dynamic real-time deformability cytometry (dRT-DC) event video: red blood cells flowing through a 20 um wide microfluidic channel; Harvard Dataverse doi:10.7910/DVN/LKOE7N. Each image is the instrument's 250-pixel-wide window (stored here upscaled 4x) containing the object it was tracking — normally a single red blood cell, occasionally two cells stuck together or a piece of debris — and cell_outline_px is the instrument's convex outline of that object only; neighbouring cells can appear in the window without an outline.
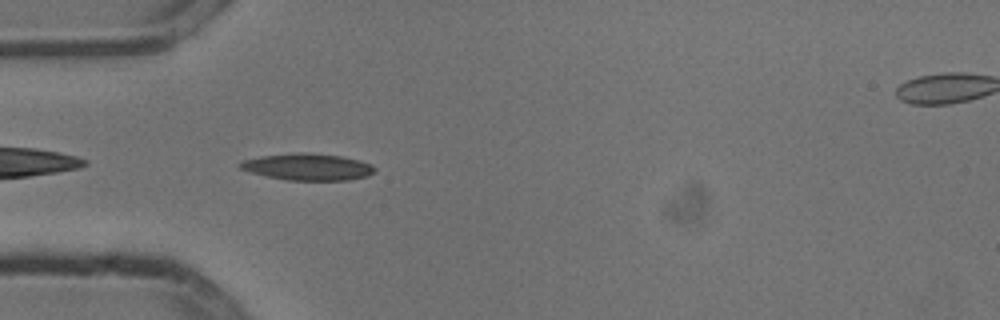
{"species": "common noctule bat (a hibernating species)", "species_latin": "Nyctalus noctula", "temperature_condition": "cold", "stored_images_in_passage": 40, "camera_frame_rate_fps": 3000, "um_per_image_px": 0.085, "animal": {"sex": "male", "body_mass_g": 13.3}, "frame": {"image": 1, "passage_image": 2, "time_ms": 0.333, "image_size_px": [1000, 320], "cell_outline_px": [[376, 168], [368, 176], [348, 180], [288, 180], [268, 176], [252, 172], [240, 168], [236, 164], [240, 160], [260, 156], [296, 152], [304, 152], [344, 156], [360, 160], [372, 164]], "centroid_in_image_um": [26.15, 14.17], "position_along_channel_um": 58.8, "area_um2": 21.1}}
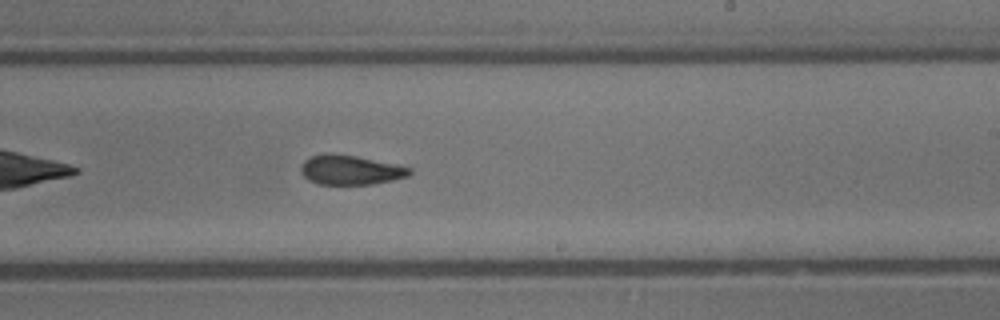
{"frame": {"image": 2, "passage_image": 18, "time_ms": 5.667, "image_size_px": [1000, 320], "cell_outline_px": [[412, 172], [408, 176], [392, 180], [372, 184], [316, 184], [308, 180], [300, 172], [300, 168], [304, 160], [312, 156], [324, 152], [332, 152], [356, 156], [412, 168]], "centroid_in_image_um": [29.73, 14.43], "position_along_channel_um": 259.3, "area_um2": 18.79}}
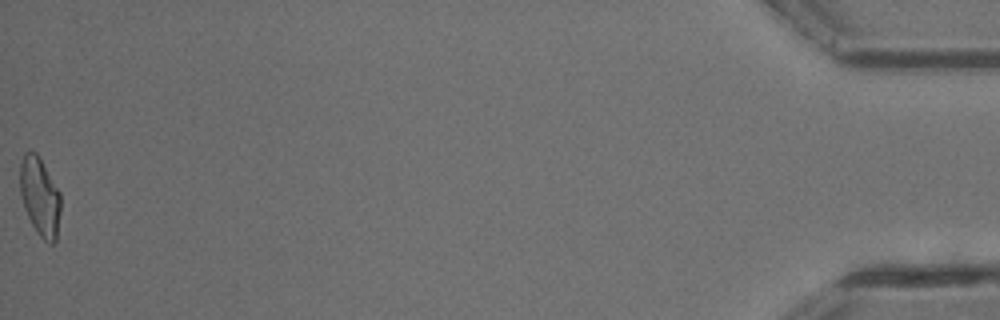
{"frame": {"image": 3, "passage_image": 40, "time_ms": 13.0, "image_size_px": [1000, 320], "cell_outline_px": [[60, 212], [56, 240], [52, 244], [48, 244], [40, 236], [32, 224], [24, 208], [20, 192], [20, 164], [24, 152], [36, 152], [60, 192]], "centroid_in_image_um": [3.39, 16.72], "position_along_channel_um": 431.8, "area_um2": 18.44}, "authors_computed_cell_mechanics": {"area_um2": 19.0451, "velocity_mm_per_s": 3.8051, "shape_relaxation_time_tau1_ms": 5.4169, "shape_relaxation_time_tau2_ms": 3.4653, "deformation_change_tau1": 0.1812, "deformation_change_tau2": 0.1129}}